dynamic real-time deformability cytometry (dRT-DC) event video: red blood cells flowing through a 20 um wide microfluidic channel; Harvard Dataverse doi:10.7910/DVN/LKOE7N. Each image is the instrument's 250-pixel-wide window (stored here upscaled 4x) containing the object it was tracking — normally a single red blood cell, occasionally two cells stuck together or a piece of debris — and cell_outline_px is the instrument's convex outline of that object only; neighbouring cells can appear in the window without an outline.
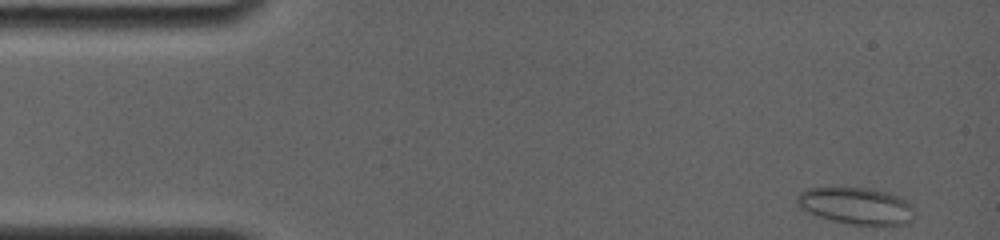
{"species": "common noctule bat (a hibernating species)", "species_latin": "Nyctalus noctula", "temperature_condition": "room temperature", "stored_images_in_passage": 45, "camera_frame_rate_fps": 4000, "um_per_image_px": 0.085, "animal": {"sex": "female", "body_mass_g": 19.0, "forearm_length_mm": 56.7}, "frame": {"image": 1, "passage_image": 1, "time_ms": 0.0, "image_size_px": [1000, 240], "cell_outline_px": [[916, 216], [912, 220], [904, 224], [852, 224], [832, 220], [816, 216], [808, 212], [796, 204], [796, 196], [800, 192], [808, 188], [872, 188], [888, 192], [912, 204]], "centroid_in_image_um": [72.78, 17.49], "position_along_channel_um": 12.2, "area_um2": 25.09}}
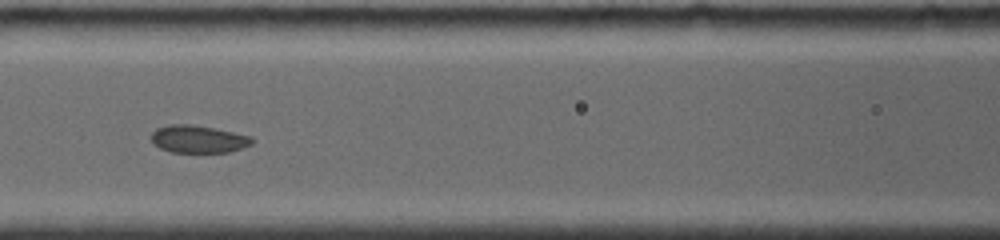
{"frame": {"image": 2, "passage_image": 22, "time_ms": 6.25, "image_size_px": [1000, 240], "cell_outline_px": [[252, 144], [228, 152], [172, 152], [160, 148], [152, 144], [152, 132], [156, 128], [172, 124], [188, 124], [212, 128], [252, 136]], "centroid_in_image_um": [16.82, 11.82], "position_along_channel_um": 149.8, "area_um2": 15.95}}
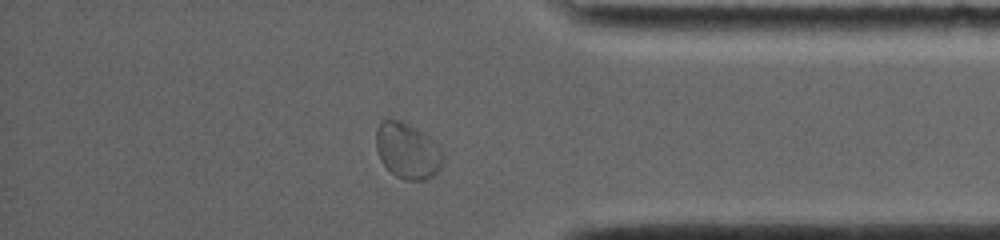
{"frame": {"image": 3, "passage_image": 39, "time_ms": 13.0, "image_size_px": [1000, 240], "cell_outline_px": [[444, 160], [440, 168], [432, 176], [424, 180], [404, 180], [396, 176], [380, 160], [376, 148], [376, 132], [380, 124], [384, 120], [400, 120], [424, 132], [440, 148], [444, 156]], "centroid_in_image_um": [34.65, 12.83], "position_along_channel_um": 400.6, "area_um2": 21.62}}